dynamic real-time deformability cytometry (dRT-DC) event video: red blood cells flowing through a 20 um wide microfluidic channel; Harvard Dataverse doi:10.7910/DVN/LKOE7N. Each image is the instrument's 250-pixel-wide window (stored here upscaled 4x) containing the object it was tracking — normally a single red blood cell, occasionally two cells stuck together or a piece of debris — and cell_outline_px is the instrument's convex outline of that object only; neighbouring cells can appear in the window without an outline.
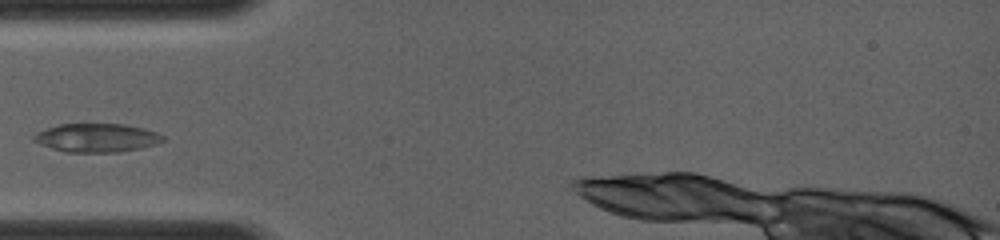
{"species": "common noctule bat (a hibernating species)", "species_latin": "Nyctalus noctula", "temperature_condition": "room temperature", "stored_images_in_passage": 3, "camera_frame_rate_fps": 4000, "um_per_image_px": 0.085, "animal": {"sex": "female", "body_mass_g": 19.0, "forearm_length_mm": 56.7}, "frame": {"image": 1, "passage_image": 2, "time_ms": 0.5, "image_size_px": [1000, 240], "cell_outline_px": [[164, 140], [156, 144], [140, 148], [120, 152], [64, 152], [40, 144], [32, 140], [32, 136], [36, 132], [56, 124], [124, 124], [144, 128], [156, 132], [164, 136]], "centroid_in_image_um": [8.19, 11.71], "position_along_channel_um": 76.8, "area_um2": 21.62}}